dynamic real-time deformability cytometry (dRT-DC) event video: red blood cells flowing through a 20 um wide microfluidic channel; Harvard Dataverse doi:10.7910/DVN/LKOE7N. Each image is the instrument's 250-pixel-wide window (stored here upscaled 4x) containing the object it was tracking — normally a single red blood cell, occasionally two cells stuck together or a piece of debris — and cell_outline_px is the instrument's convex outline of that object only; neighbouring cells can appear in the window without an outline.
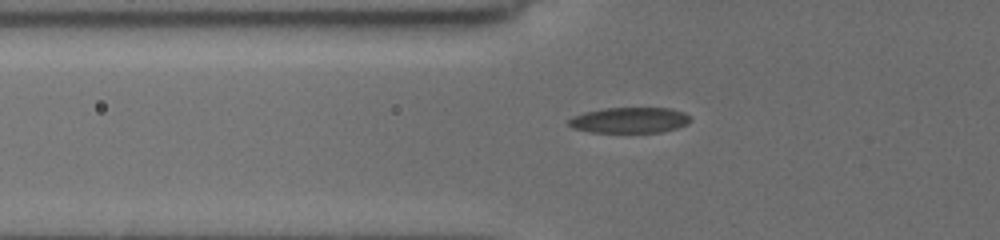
{"species": "common noctule bat (a hibernating species)", "species_latin": "Nyctalus noctula", "temperature_condition": "cold", "stored_images_in_passage": 34, "camera_frame_rate_fps": 3000, "um_per_image_px": 0.085, "animal": {"sex": "female", "body_mass_g": 19.5, "forearm_length_mm": 54.1}, "frame": {"image": 1, "passage_image": 3, "time_ms": 0.667, "image_size_px": [1000, 240], "cell_outline_px": [[688, 124], [676, 128], [660, 132], [592, 132], [572, 128], [568, 124], [568, 120], [572, 116], [584, 112], [604, 108], [668, 108], [684, 112], [688, 116]], "centroid_in_image_um": [53.47, 10.21], "position_along_channel_um": 72.3, "area_um2": 18.09}}
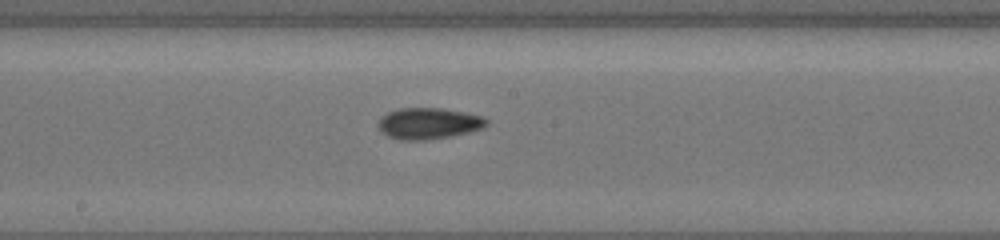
{"frame": {"image": 2, "passage_image": 13, "time_ms": 4.0, "image_size_px": [1000, 240], "cell_outline_px": [[488, 124], [480, 128], [468, 132], [428, 140], [400, 140], [388, 136], [380, 132], [380, 120], [388, 112], [400, 108], [444, 108], [464, 112], [480, 116], [488, 120]], "centroid_in_image_um": [36.42, 10.49], "position_along_channel_um": 211.8, "area_um2": 19.42}}
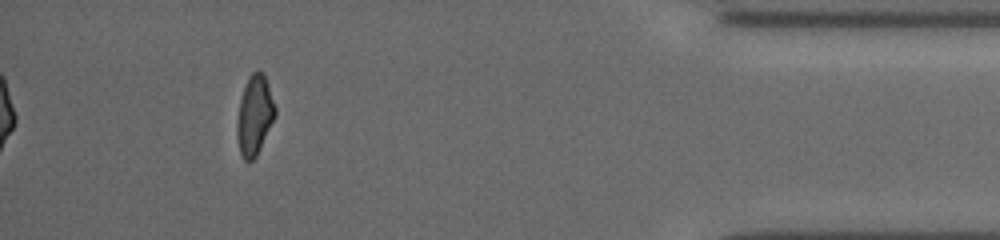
{"frame": {"image": 3, "passage_image": 29, "time_ms": 9.333, "image_size_px": [1000, 240], "cell_outline_px": [[276, 116], [256, 156], [252, 160], [244, 160], [240, 156], [236, 136], [236, 124], [240, 100], [248, 76], [256, 68], [264, 72], [276, 108]], "centroid_in_image_um": [21.63, 9.78], "position_along_channel_um": 413.6, "area_um2": 17.92}}